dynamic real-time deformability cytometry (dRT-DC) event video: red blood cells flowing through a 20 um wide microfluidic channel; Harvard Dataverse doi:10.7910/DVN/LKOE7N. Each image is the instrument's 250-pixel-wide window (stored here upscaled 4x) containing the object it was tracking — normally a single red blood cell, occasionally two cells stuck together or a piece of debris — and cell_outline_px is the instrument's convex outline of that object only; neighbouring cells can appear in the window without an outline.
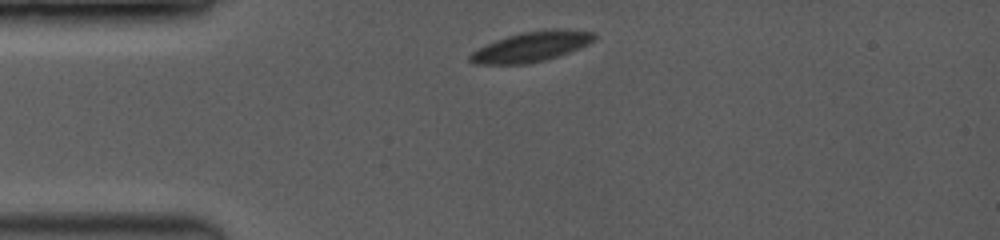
{"species": "common noctule bat (a hibernating species)", "species_latin": "Nyctalus noctula", "temperature_condition": "room temperature", "stored_images_in_passage": 40, "camera_frame_rate_fps": 3500, "um_per_image_px": 0.085, "animal": {"sex": "female", "body_mass_g": 19.0, "forearm_length_mm": 53.3}, "frame": {"image": 1, "passage_image": 1, "time_ms": 0.0, "image_size_px": [1000, 240], "cell_outline_px": [[596, 36], [588, 44], [568, 52], [544, 60], [528, 64], [476, 64], [468, 60], [468, 56], [472, 52], [496, 40], [520, 32], [552, 28], [592, 32]], "centroid_in_image_um": [45.13, 3.97], "position_along_channel_um": 39.9, "area_um2": 21.39}}
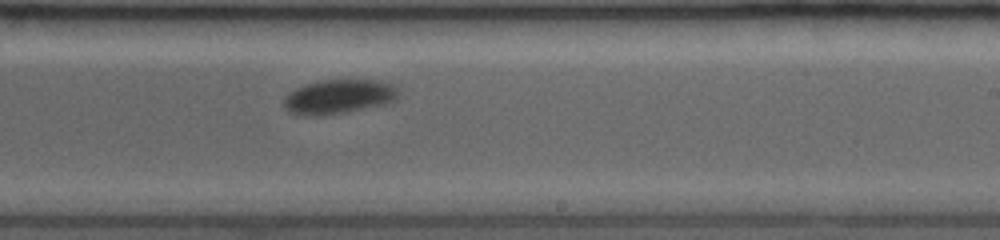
{"frame": {"image": 2, "passage_image": 23, "time_ms": 6.286, "image_size_px": [1000, 240], "cell_outline_px": [[400, 88], [392, 104], [348, 112], [320, 116], [304, 116], [288, 112], [284, 104], [284, 96], [296, 88], [320, 80], [380, 80], [396, 84]], "centroid_in_image_um": [28.86, 8.23], "position_along_channel_um": 260.1, "area_um2": 23.47}}
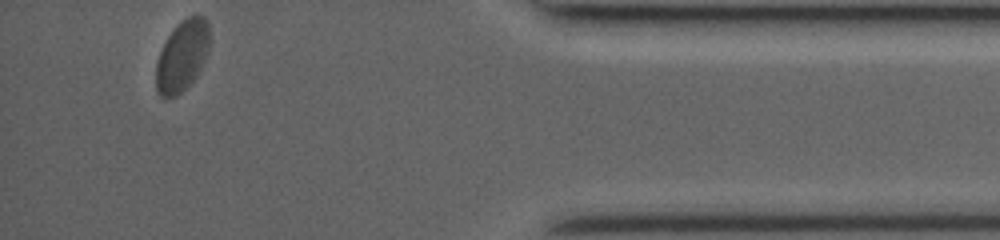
{"frame": {"image": 3, "passage_image": 40, "time_ms": 11.143, "image_size_px": [1000, 240], "cell_outline_px": [[208, 52], [196, 76], [176, 96], [160, 96], [156, 88], [156, 60], [168, 36], [176, 24], [180, 20], [192, 12], [196, 12], [204, 16], [208, 20]], "centroid_in_image_um": [15.49, 4.65], "position_along_channel_um": 419.7, "area_um2": 22.14}, "authors_computed_cell_mechanics": {"area_um2": 22.8599, "velocity_mm_per_s": 3.9613, "shape_relaxation_time_tau1_ms": 2.5042, "shape_relaxation_time_tau2_ms": null, "deformation_change_tau1": 0.0818, "deformation_change_tau2": null}}